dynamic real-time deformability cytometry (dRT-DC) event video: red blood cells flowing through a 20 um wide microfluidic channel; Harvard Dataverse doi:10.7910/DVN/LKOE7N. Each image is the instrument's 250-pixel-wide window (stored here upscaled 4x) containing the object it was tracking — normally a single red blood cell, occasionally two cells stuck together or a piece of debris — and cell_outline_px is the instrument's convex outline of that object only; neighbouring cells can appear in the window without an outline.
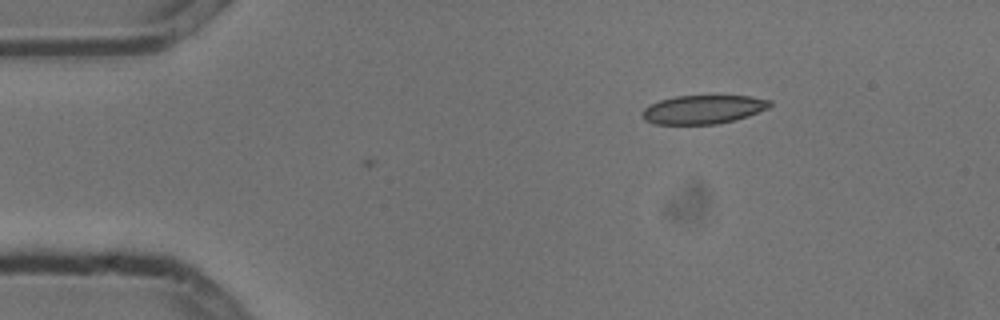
{"species": "common noctule bat (a hibernating species)", "species_latin": "Nyctalus noctula", "temperature_condition": "cold", "stored_images_in_passage": 2, "camera_frame_rate_fps": 3000, "um_per_image_px": 0.085, "animal": {"sex": "male", "body_mass_g": 13.3}, "frame": {"image": 1, "passage_image": 2, "time_ms": 0.333, "image_size_px": [1000, 320], "cell_outline_px": [[772, 104], [768, 108], [748, 116], [716, 124], [652, 124], [644, 120], [640, 112], [648, 104], [660, 100], [676, 96], [752, 96], [772, 100]], "centroid_in_image_um": [59.73, 9.3], "position_along_channel_um": 25.3, "area_um2": 21.44}}